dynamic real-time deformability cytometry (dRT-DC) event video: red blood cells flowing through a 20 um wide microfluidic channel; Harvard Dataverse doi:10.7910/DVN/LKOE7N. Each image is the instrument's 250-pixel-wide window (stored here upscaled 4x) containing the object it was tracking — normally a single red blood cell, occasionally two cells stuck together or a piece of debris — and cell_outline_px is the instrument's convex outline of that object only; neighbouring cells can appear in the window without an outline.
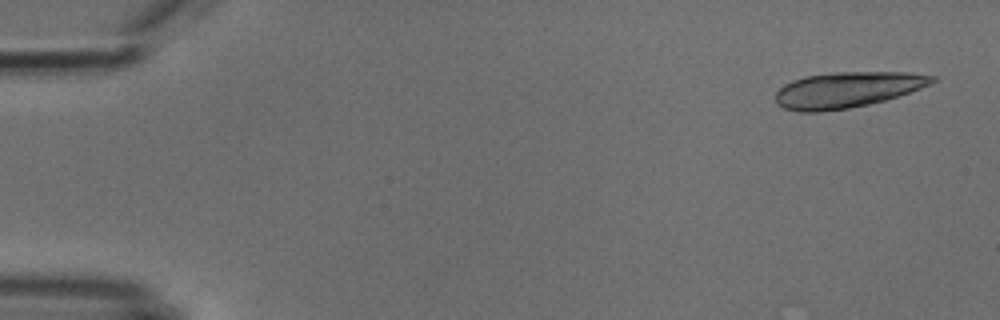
{"species": "common noctule bat (a hibernating species)", "species_latin": "Nyctalus noctula", "temperature_condition": "cold", "stored_images_in_passage": 6, "camera_frame_rate_fps": 3000, "um_per_image_px": 0.085, "animal": {"sex": "male", "body_mass_g": 18.8}, "frame": {"image": 1, "passage_image": 1, "time_ms": 0.0, "image_size_px": [1000, 320], "cell_outline_px": [[936, 80], [920, 88], [884, 100], [868, 104], [848, 108], [820, 112], [800, 112], [784, 108], [776, 104], [776, 92], [784, 84], [792, 80], [804, 76], [832, 72], [908, 72], [936, 76]], "centroid_in_image_um": [71.96, 7.62], "position_along_channel_um": 13.0, "area_um2": 32.48}}
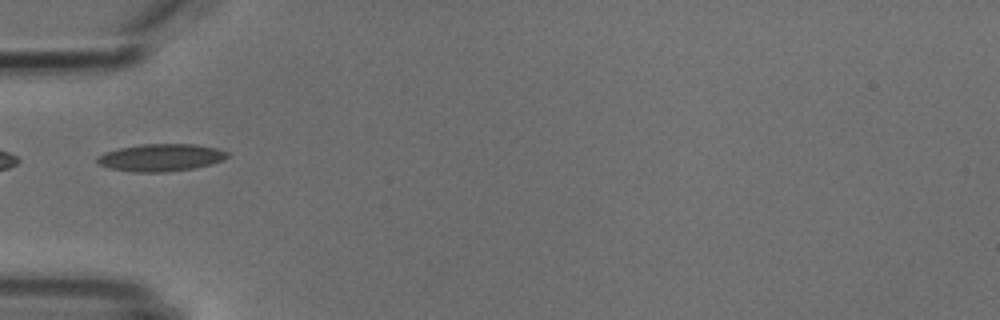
{"frame": {"image": 2, "passage_image": 5, "time_ms": 5.0, "image_size_px": [1000, 320], "cell_outline_px": [[228, 156], [224, 160], [192, 168], [164, 172], [132, 172], [112, 168], [100, 164], [96, 160], [96, 156], [104, 152], [120, 148], [140, 144], [196, 144], [216, 148], [228, 152]], "centroid_in_image_um": [13.66, 13.38], "position_along_channel_um": 71.3, "area_um2": 20.58}}
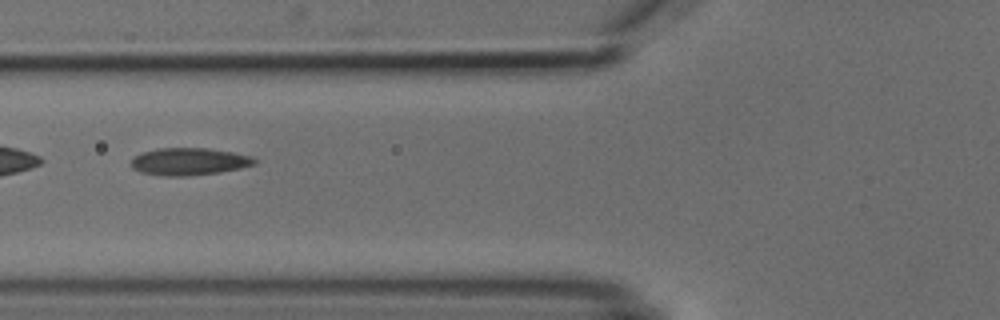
{"frame": {"image": 3, "passage_image": 6, "time_ms": 6.0, "image_size_px": [1000, 320], "cell_outline_px": [[256, 164], [240, 168], [220, 172], [188, 176], [160, 176], [140, 172], [132, 168], [132, 160], [140, 152], [160, 148], [208, 148], [232, 152], [252, 156], [256, 160]], "centroid_in_image_um": [16.07, 13.73], "position_along_channel_um": 109.7, "area_um2": 19.71}}